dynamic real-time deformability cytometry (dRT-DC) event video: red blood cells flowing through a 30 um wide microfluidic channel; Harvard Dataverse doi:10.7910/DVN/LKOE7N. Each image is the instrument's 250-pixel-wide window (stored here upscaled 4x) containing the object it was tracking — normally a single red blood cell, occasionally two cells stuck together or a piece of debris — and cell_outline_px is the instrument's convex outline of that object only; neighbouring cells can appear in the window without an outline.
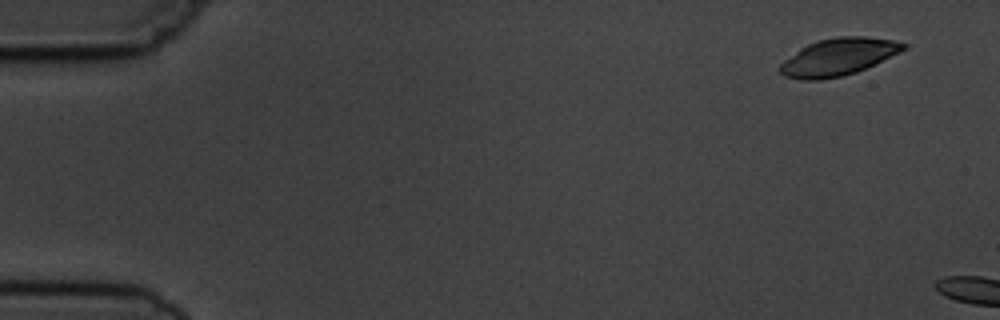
{"species": "common noctule bat (a hibernating species)", "species_latin": "Nyctalus noctula", "temperature_condition": "cold", "stored_images_in_passage": 2, "camera_frame_rate_fps": 3000, "um_per_image_px": 0.085, "animal": {"sex": "male", "body_mass_g": 19.5, "forearm_length_mm": 54.6}, "frame": {"image": 1, "passage_image": 1, "time_ms": 0.0, "image_size_px": [1000, 320], "cell_outline_px": [[908, 48], [900, 52], [856, 72], [840, 76], [820, 80], [800, 80], [784, 76], [776, 68], [784, 60], [800, 48], [808, 44], [820, 40], [836, 36], [864, 36], [892, 40], [908, 44]], "centroid_in_image_um": [71.23, 4.84], "position_along_channel_um": 13.8, "area_um2": 26.7}}